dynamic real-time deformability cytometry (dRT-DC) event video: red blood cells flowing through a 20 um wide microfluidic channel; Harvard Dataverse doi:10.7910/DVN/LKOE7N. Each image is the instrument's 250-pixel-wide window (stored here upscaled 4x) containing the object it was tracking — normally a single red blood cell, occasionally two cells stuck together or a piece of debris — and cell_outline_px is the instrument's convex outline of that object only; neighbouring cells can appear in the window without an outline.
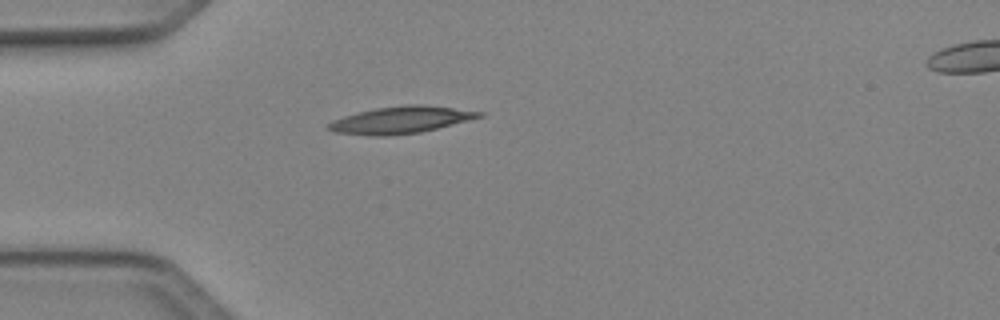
{"species": "Egyptian fruit bat (a non-hibernating species)", "species_latin": "Rousettus aegyptiacus", "temperature_condition": "cold", "stored_images_in_passage": 36, "camera_frame_rate_fps": 3000, "um_per_image_px": 0.085, "animal": {"sex": "female"}, "frame": {"image": 1, "passage_image": 1, "time_ms": 0.0, "image_size_px": [1000, 320], "cell_outline_px": [[484, 116], [420, 132], [388, 136], [376, 136], [332, 132], [324, 128], [324, 124], [332, 120], [344, 116], [376, 108], [408, 104], [424, 104], [484, 112]], "centroid_in_image_um": [34.0, 10.19], "position_along_channel_um": 51.0, "area_um2": 23.7}}
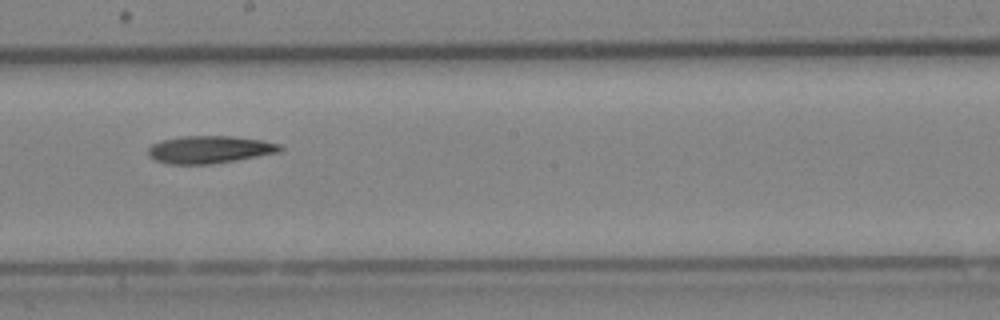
{"frame": {"image": 2, "passage_image": 15, "time_ms": 4.667, "image_size_px": [1000, 320], "cell_outline_px": [[284, 148], [280, 152], [236, 160], [212, 164], [168, 164], [156, 160], [148, 156], [148, 148], [152, 144], [160, 140], [180, 136], [232, 136], [260, 140], [280, 144]], "centroid_in_image_um": [17.79, 12.71], "position_along_channel_um": 230.4, "area_um2": 21.21}}
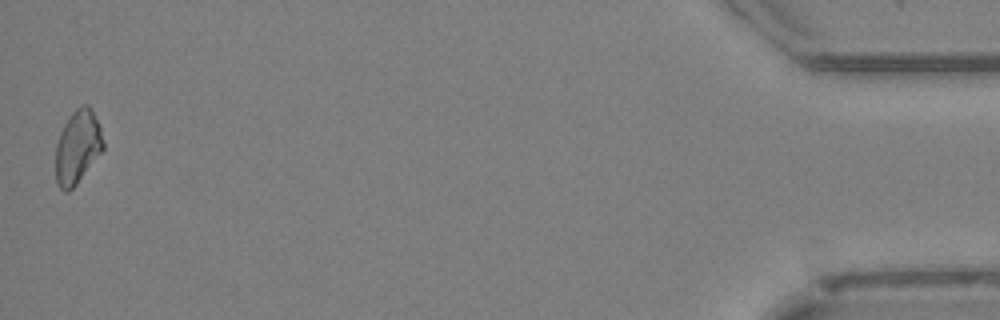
{"frame": {"image": 3, "passage_image": 36, "time_ms": 11.667, "image_size_px": [1000, 320], "cell_outline_px": [[104, 148], [76, 184], [68, 192], [64, 192], [60, 188], [56, 180], [56, 144], [60, 132], [68, 116], [76, 108], [84, 104], [88, 104], [100, 128], [104, 140]], "centroid_in_image_um": [6.58, 12.48], "position_along_channel_um": 428.6, "area_um2": 20.11}, "authors_computed_cell_mechanics": {"area_um2": 20.9814, "velocity_mm_per_s": 4.1223, "shape_relaxation_time_tau1_ms": 8.9054, "shape_relaxation_time_tau2_ms": null, "deformation_change_tau1": 0.1624, "deformation_change_tau2": null}}